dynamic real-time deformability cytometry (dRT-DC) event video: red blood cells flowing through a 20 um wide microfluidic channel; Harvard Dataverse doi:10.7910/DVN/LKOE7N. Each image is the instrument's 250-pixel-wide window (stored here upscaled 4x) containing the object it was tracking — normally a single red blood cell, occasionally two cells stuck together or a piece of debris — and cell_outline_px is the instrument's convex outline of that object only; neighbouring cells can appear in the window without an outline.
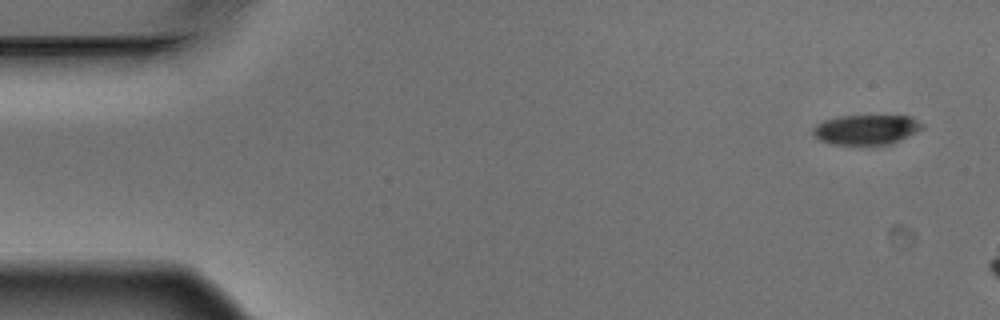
{"species": "Egyptian fruit bat (a non-hibernating species)", "species_latin": "Rousettus aegyptiacus", "temperature_condition": "warm", "stored_images_in_passage": 3, "camera_frame_rate_fps": 3000, "um_per_image_px": 0.085, "animal": {"sex": "male"}, "frame": {"image": 1, "passage_image": 1, "time_ms": 0.0, "image_size_px": [1000, 320], "cell_outline_px": [[924, 128], [892, 144], [832, 144], [820, 140], [812, 132], [812, 128], [816, 124], [824, 120], [840, 116], [912, 116], [924, 124]], "centroid_in_image_um": [73.65, 11.01], "position_along_channel_um": 11.3, "area_um2": 18.96}}